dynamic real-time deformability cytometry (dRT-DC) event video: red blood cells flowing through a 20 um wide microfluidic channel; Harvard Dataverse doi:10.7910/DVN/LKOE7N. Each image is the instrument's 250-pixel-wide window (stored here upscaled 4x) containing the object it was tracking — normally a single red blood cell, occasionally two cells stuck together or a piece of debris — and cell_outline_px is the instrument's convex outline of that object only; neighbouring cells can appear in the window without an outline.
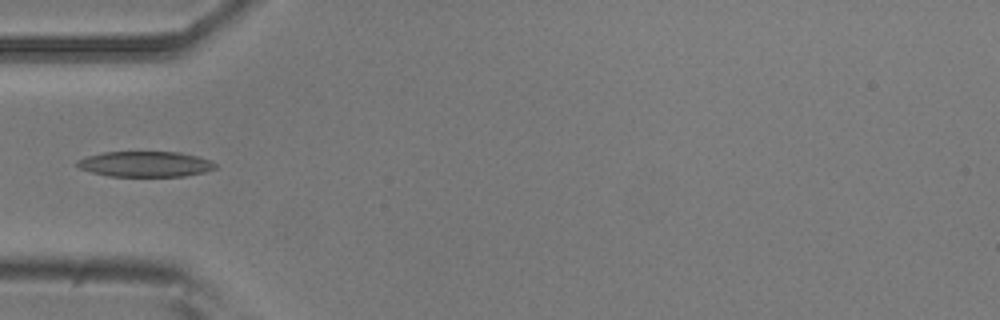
{"species": "common noctule bat (a hibernating species)", "species_latin": "Nyctalus noctula", "temperature_condition": "room temperature", "stored_images_in_passage": 6, "camera_frame_rate_fps": 3000, "um_per_image_px": 0.085, "animal": {"sex": "male", "body_mass_g": 20.5, "forearm_length_mm": 52.5}, "frame": {"image": 1, "passage_image": 5, "time_ms": 4.667, "image_size_px": [1000, 320], "cell_outline_px": [[216, 168], [204, 172], [184, 176], [108, 176], [92, 172], [80, 168], [76, 164], [76, 160], [88, 156], [104, 152], [180, 152], [212, 160], [216, 164]], "centroid_in_image_um": [12.36, 13.94], "position_along_channel_um": 72.6, "area_um2": 20.46}}
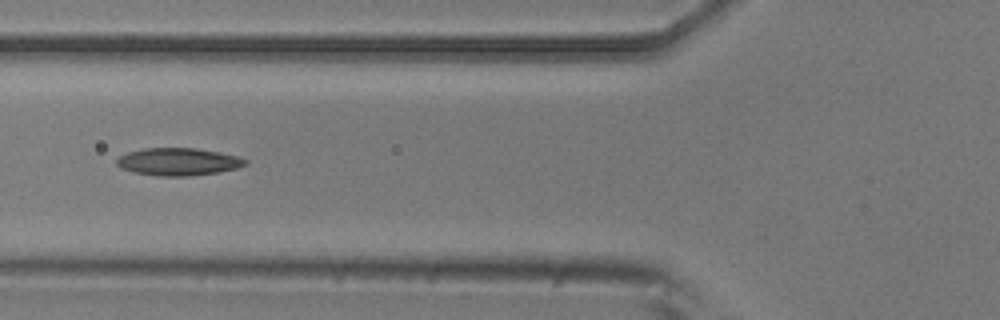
{"frame": {"image": 2, "passage_image": 6, "time_ms": 5.667, "image_size_px": [1000, 320], "cell_outline_px": [[248, 164], [236, 168], [220, 172], [192, 176], [160, 176], [136, 172], [120, 168], [116, 164], [116, 160], [120, 156], [128, 152], [144, 148], [196, 148], [236, 156], [248, 160]], "centroid_in_image_um": [15.16, 13.75], "position_along_channel_um": 110.6, "area_um2": 20.52}}